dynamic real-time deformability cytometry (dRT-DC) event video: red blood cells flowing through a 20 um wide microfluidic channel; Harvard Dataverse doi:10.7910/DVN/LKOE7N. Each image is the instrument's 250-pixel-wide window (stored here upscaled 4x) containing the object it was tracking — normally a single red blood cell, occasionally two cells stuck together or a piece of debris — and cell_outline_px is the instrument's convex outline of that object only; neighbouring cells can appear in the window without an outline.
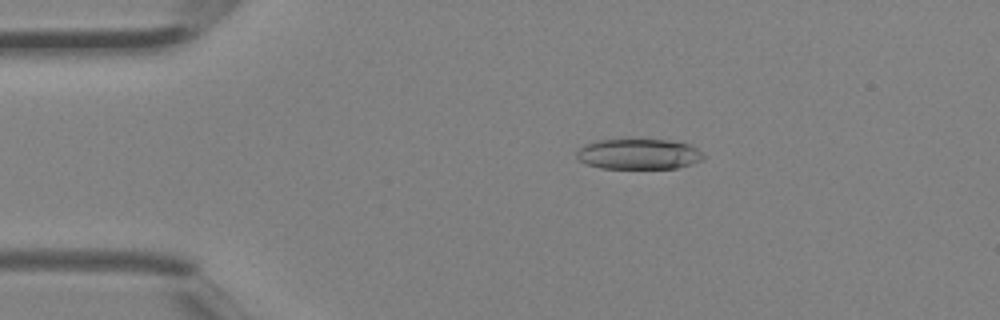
{"species": "Egyptian fruit bat (a non-hibernating species)", "species_latin": "Rousettus aegyptiacus", "temperature_condition": "room temperature", "stored_images_in_passage": 3, "camera_frame_rate_fps": 3000, "um_per_image_px": 0.085, "animal": {"sex": "female"}, "frame": {"image": 1, "passage_image": 2, "time_ms": 0.333, "image_size_px": [1000, 320], "cell_outline_px": [[704, 160], [676, 168], [600, 168], [576, 160], [576, 152], [584, 144], [596, 140], [668, 140], [688, 144], [696, 148], [704, 156]], "centroid_in_image_um": [54.25, 13.1], "position_along_channel_um": 30.8, "area_um2": 22.43}}